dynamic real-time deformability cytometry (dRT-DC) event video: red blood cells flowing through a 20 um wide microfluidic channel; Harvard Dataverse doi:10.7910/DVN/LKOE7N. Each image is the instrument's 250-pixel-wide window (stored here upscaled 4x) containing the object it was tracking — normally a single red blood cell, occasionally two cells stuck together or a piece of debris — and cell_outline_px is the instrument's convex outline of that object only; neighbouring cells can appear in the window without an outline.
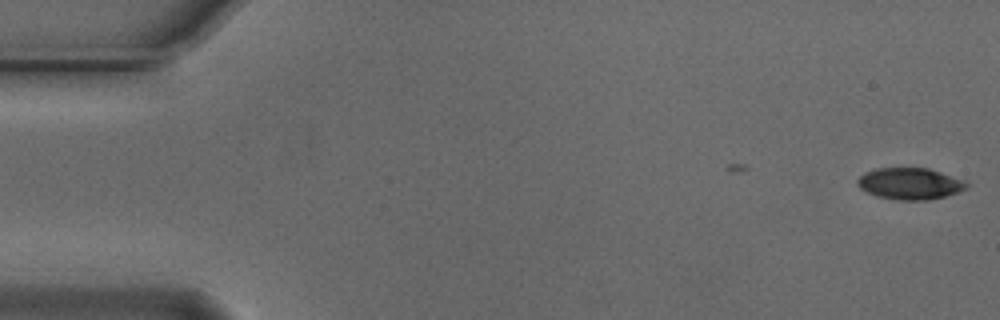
{"species": "Egyptian fruit bat (a non-hibernating species)", "species_latin": "Rousettus aegyptiacus", "temperature_condition": "cold", "stored_images_in_passage": 6, "camera_frame_rate_fps": 3000, "um_per_image_px": 0.085, "animal": {"sex": "male"}, "frame": {"image": 1, "passage_image": 6, "time_ms": 1.667, "image_size_px": [1000, 320], "cell_outline_px": [[968, 188], [944, 196], [928, 200], [900, 200], [876, 196], [860, 188], [856, 184], [856, 180], [864, 172], [876, 168], [928, 168], [964, 180], [968, 184]], "centroid_in_image_um": [77.31, 15.6], "position_along_channel_um": 7.7, "area_um2": 20.0}}